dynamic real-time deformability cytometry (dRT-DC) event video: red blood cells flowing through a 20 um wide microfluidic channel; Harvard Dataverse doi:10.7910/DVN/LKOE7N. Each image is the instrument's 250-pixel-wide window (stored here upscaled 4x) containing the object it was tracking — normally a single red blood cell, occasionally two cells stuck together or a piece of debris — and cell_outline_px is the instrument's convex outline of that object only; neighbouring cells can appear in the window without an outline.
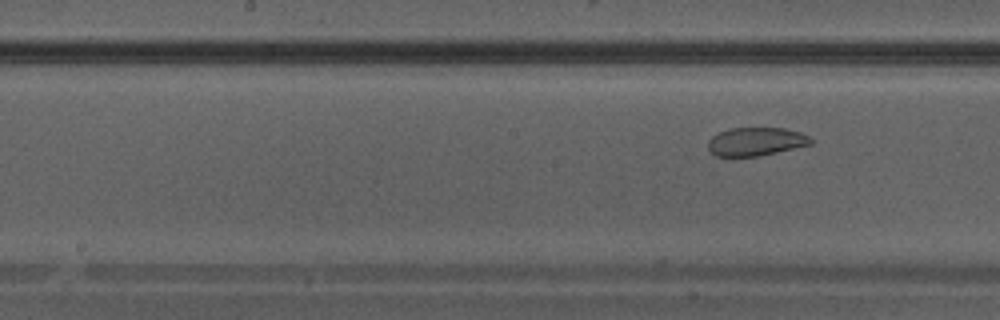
{"species": "Egyptian fruit bat (a non-hibernating species)", "species_latin": "Rousettus aegyptiacus", "temperature_condition": "warm", "stored_images_in_passage": 17, "segment_of_instrument_passage": [2, 2], "camera_frame_rate_fps": 3000, "um_per_image_px": 0.085, "animal": {"sex": "male"}, "frame": {"image": 1, "passage_image": 17, "time_ms": 5.333, "image_size_px": [1000, 320], "cell_outline_px": [[812, 144], [776, 152], [756, 156], [716, 156], [708, 148], [708, 140], [712, 136], [728, 128], [784, 128], [800, 132], [808, 136], [812, 140]], "centroid_in_image_um": [64.24, 12.02], "position_along_channel_um": 184.0, "area_um2": 16.82}}